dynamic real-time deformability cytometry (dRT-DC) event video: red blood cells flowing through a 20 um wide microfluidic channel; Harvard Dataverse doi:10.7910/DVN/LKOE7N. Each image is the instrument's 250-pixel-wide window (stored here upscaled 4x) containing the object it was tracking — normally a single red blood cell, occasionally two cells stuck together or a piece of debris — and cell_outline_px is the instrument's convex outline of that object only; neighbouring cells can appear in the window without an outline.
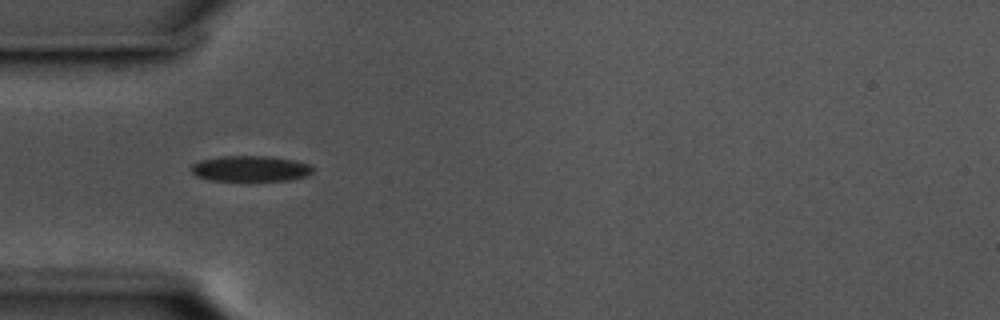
{"species": "common noctule bat (a hibernating species)", "species_latin": "Nyctalus noctula", "temperature_condition": "cold", "stored_images_in_passage": 40, "camera_frame_rate_fps": 3000, "um_per_image_px": 0.085, "animal": {"sex": "male", "body_mass_g": 17.5, "forearm_length_mm": 52.3}, "frame": {"image": 1, "passage_image": 1, "time_ms": 0.0, "image_size_px": [1000, 320], "cell_outline_px": [[316, 168], [308, 176], [288, 180], [212, 180], [196, 176], [192, 172], [192, 164], [200, 160], [220, 156], [268, 156], [296, 160], [308, 164]], "centroid_in_image_um": [21.33, 14.32], "position_along_channel_um": 63.7, "area_um2": 18.21}}
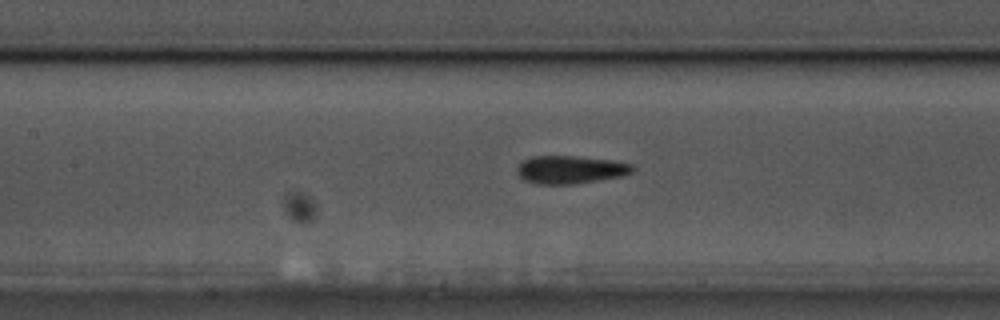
{"frame": {"image": 2, "passage_image": 9, "time_ms": 2.667, "image_size_px": [1000, 320], "cell_outline_px": [[636, 168], [632, 172], [620, 176], [572, 184], [536, 184], [524, 180], [516, 172], [516, 168], [520, 160], [532, 156], [576, 156], [612, 160], [632, 164]], "centroid_in_image_um": [48.42, 14.41], "position_along_channel_um": 159.0, "area_um2": 18.9}}
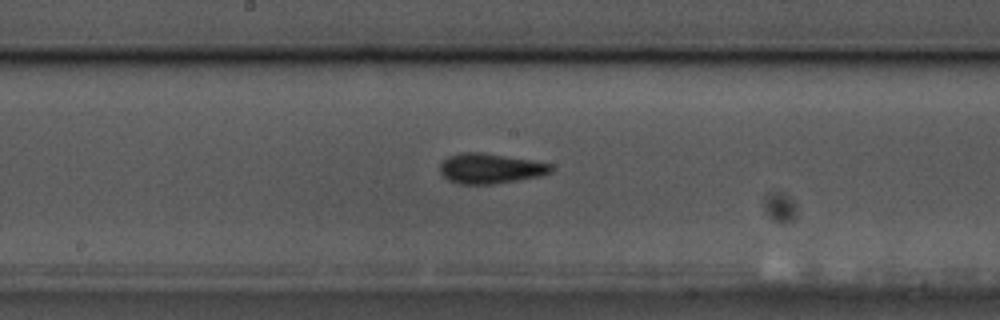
{"frame": {"image": 3, "passage_image": 13, "time_ms": 4.0, "image_size_px": [1000, 320], "cell_outline_px": [[556, 168], [552, 172], [540, 176], [492, 184], [456, 184], [448, 180], [440, 172], [440, 164], [448, 156], [460, 152], [484, 152], [532, 160], [552, 164]], "centroid_in_image_um": [41.69, 14.31], "position_along_channel_um": 206.5, "area_um2": 19.71}, "authors_computed_cell_mechanics": {"area_um2": 18.0625, "velocity_mm_per_s": 3.5924, "shape_relaxation_time_tau1_ms": 3.4224, "shape_relaxation_time_tau2_ms": 4.9771, "deformation_change_tau1": 0.0997, "deformation_change_tau2": 0.1297}}